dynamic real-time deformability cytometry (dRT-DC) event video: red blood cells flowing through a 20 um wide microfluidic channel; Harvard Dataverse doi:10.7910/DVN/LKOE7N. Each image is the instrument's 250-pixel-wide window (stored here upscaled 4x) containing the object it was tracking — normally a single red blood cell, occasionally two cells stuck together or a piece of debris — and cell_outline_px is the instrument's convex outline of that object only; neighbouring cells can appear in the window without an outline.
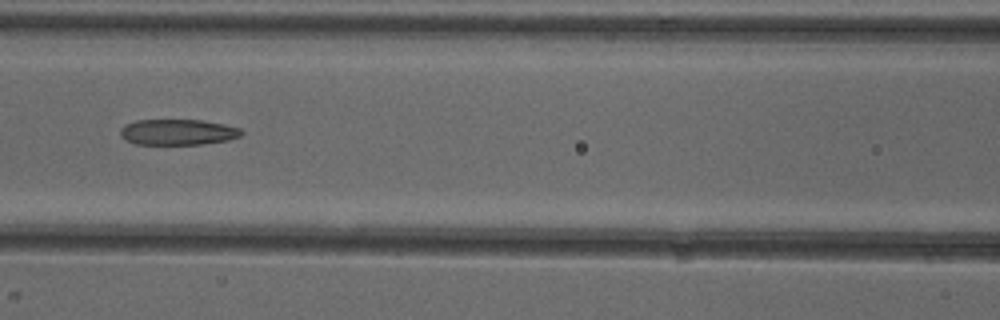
{"species": "common noctule bat (a hibernating species)", "species_latin": "Nyctalus noctula", "temperature_condition": "cold", "stored_images_in_passage": 6, "camera_frame_rate_fps": 3000, "um_per_image_px": 0.085, "animal": {"sex": "female"}, "frame": {"image": 1, "passage_image": 6, "time_ms": 7.0, "image_size_px": [1000, 320], "cell_outline_px": [[244, 132], [240, 136], [228, 140], [204, 144], [136, 144], [120, 136], [120, 128], [124, 124], [136, 120], [200, 120], [224, 124], [240, 128]], "centroid_in_image_um": [15.11, 11.22], "position_along_channel_um": 151.5, "area_um2": 18.21}}